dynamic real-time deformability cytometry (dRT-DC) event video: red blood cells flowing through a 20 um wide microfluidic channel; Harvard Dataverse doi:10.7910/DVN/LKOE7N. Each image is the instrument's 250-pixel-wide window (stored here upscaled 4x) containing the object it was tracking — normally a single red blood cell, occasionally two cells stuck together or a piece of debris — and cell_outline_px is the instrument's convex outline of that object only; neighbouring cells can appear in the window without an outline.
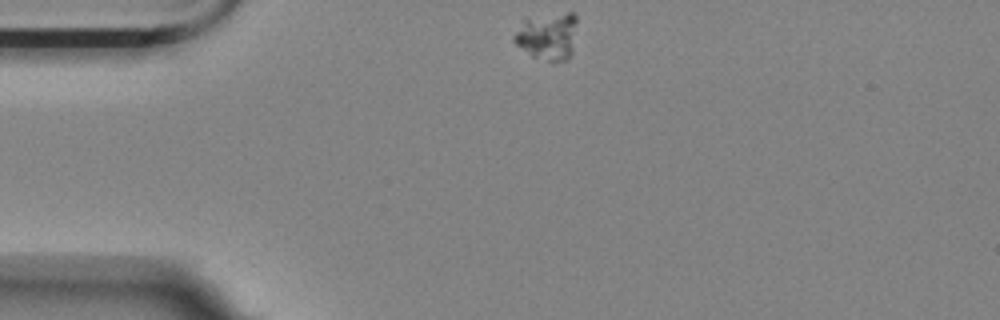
{"species": "Egyptian fruit bat (a non-hibernating species)", "species_latin": "Rousettus aegyptiacus", "temperature_condition": "room temperature", "stored_images_in_passage": 47, "camera_frame_rate_fps": 3000, "um_per_image_px": 0.085, "animal": {"sex": "female"}, "frame": {"image": 1, "passage_image": 1, "time_ms": 0.0, "image_size_px": [1000, 320], "cell_outline_px": [[576, 20], [572, 52], [568, 60], [552, 64], [532, 56], [516, 44], [512, 40], [512, 36], [524, 16], [568, 12], [572, 12], [576, 16]], "centroid_in_image_um": [46.51, 3.07], "position_along_channel_um": 38.5, "area_um2": 18.03}}
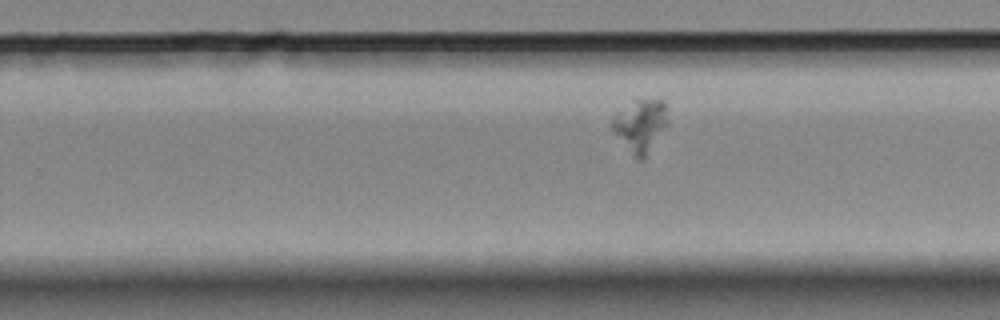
{"frame": {"image": 2, "passage_image": 25, "time_ms": 8.0, "image_size_px": [1000, 320], "cell_outline_px": [[668, 124], [644, 160], [640, 160], [612, 132], [612, 120], [616, 116], [640, 100], [664, 100]], "centroid_in_image_um": [54.49, 10.72], "position_along_channel_um": 275.3, "area_um2": 16.07}}
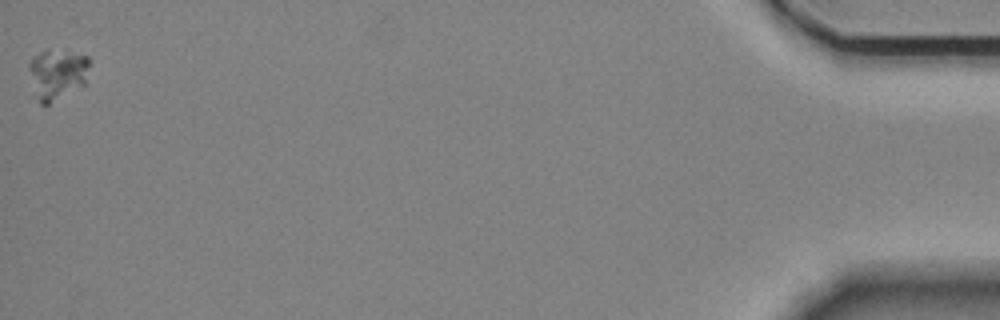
{"frame": {"image": 3, "passage_image": 47, "time_ms": 15.333, "image_size_px": [1000, 320], "cell_outline_px": [[92, 60], [84, 84], [48, 104], [40, 104], [28, 68], [28, 64], [44, 48], [48, 48], [88, 56]], "centroid_in_image_um": [4.9, 6.24], "position_along_channel_um": 430.3, "area_um2": 17.51}}